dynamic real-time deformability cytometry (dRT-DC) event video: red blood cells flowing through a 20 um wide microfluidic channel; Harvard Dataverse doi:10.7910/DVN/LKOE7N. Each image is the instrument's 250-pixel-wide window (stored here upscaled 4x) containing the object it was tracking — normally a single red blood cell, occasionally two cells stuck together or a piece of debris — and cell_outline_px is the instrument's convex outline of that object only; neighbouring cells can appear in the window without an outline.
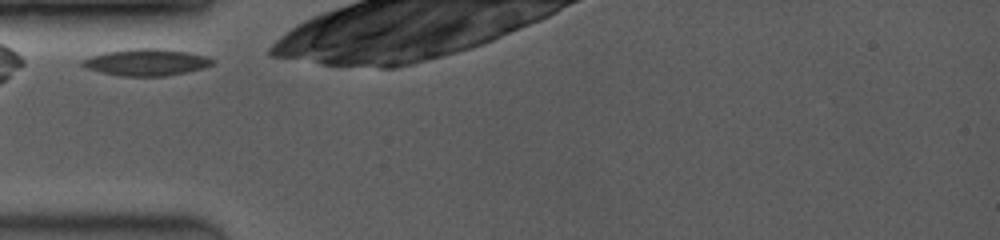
{"species": "common noctule bat (a hibernating species)", "species_latin": "Nyctalus noctula", "temperature_condition": "room temperature", "stored_images_in_passage": 4, "camera_frame_rate_fps": 3500, "um_per_image_px": 0.085, "animal": {"sex": "female", "body_mass_g": 19.0, "forearm_length_mm": 53.3}, "frame": {"image": 1, "passage_image": 1, "time_ms": 0.0, "image_size_px": [1000, 240], "cell_outline_px": [[216, 60], [212, 64], [204, 68], [188, 72], [164, 76], [120, 76], [88, 68], [80, 64], [80, 60], [92, 56], [108, 52], [128, 48], [160, 48], [188, 52], [204, 56]], "centroid_in_image_um": [12.47, 5.29], "position_along_channel_um": 72.5, "area_um2": 20.17}}